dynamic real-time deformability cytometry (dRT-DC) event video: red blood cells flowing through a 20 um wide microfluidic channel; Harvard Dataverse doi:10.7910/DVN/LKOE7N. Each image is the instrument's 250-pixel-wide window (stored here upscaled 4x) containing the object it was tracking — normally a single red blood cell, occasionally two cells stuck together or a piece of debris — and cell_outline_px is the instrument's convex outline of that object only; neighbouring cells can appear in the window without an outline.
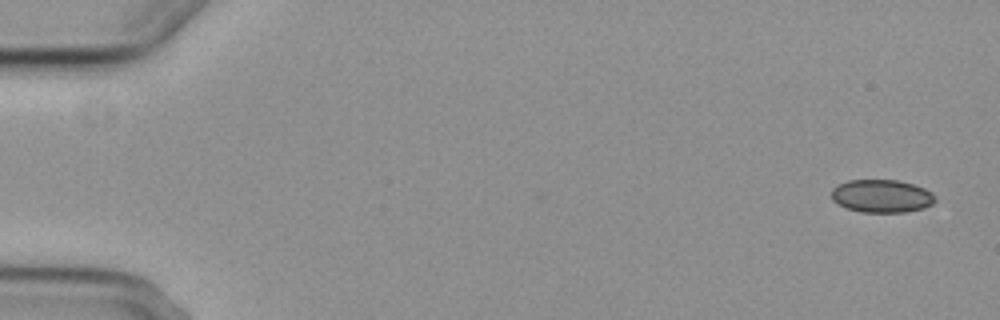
{"species": "common noctule bat (a hibernating species)", "species_latin": "Nyctalus noctula", "temperature_condition": "cold", "stored_images_in_passage": 5, "camera_frame_rate_fps": 3000, "um_per_image_px": 0.085, "animal": {"sex": "female", "body_mass_g": 29.2, "forearm_length_mm": 56.3}, "frame": {"image": 1, "passage_image": 1, "time_ms": 0.0, "image_size_px": [1000, 320], "cell_outline_px": [[936, 200], [932, 204], [924, 208], [904, 212], [860, 212], [848, 208], [832, 200], [832, 188], [848, 180], [896, 180], [912, 184], [924, 188], [932, 192], [936, 196]], "centroid_in_image_um": [74.97, 16.66], "position_along_channel_um": 10.0, "area_um2": 19.83}}
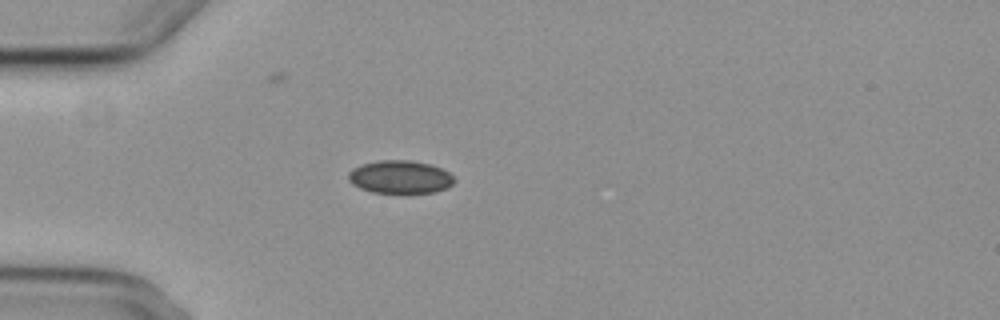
{"frame": {"image": 2, "passage_image": 5, "time_ms": 4.667, "image_size_px": [1000, 320], "cell_outline_px": [[456, 180], [452, 184], [436, 192], [408, 196], [404, 196], [372, 192], [360, 188], [352, 184], [348, 180], [348, 172], [352, 168], [360, 164], [380, 160], [408, 160], [432, 164], [448, 172]], "centroid_in_image_um": [33.99, 15.09], "position_along_channel_um": 51.0, "area_um2": 21.27}}